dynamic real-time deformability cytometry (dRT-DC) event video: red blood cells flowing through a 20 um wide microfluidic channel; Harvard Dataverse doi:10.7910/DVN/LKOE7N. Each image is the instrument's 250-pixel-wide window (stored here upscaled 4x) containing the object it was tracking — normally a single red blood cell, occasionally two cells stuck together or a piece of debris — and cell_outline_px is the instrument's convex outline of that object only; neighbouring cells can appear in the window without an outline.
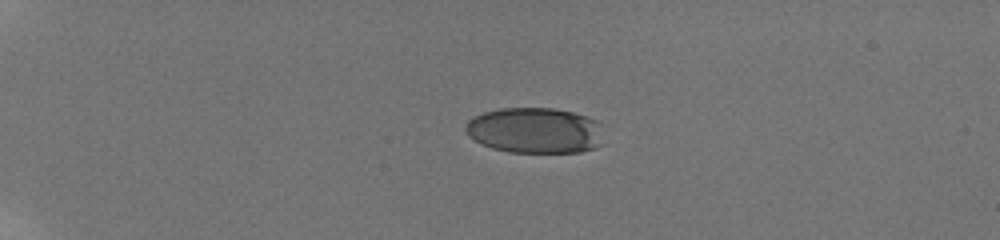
{"species": "human", "species_latin": "Homo sapiens", "temperature_condition": "room temperature", "stored_images_in_passage": 42, "camera_frame_rate_fps": 3000, "um_per_image_px": 0.085, "donor": {"sex": "male"}, "frame": {"image": 1, "passage_image": 1, "time_ms": 0.0, "image_size_px": [1000, 240], "cell_outline_px": [[604, 144], [580, 152], [508, 152], [492, 148], [468, 136], [464, 128], [464, 124], [472, 116], [484, 112], [500, 108], [552, 108], [572, 112], [596, 120]], "centroid_in_image_um": [45.42, 11.08], "position_along_channel_um": 39.6, "area_um2": 36.76}}
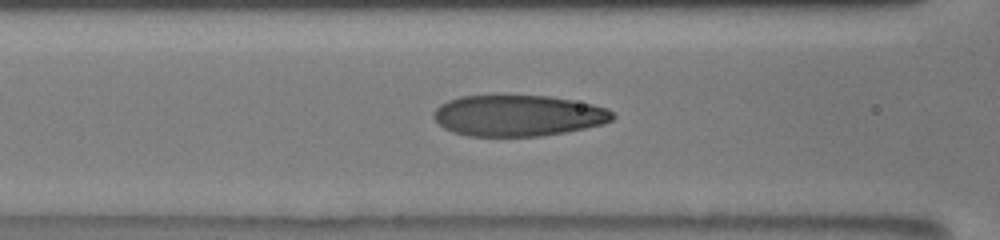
{"frame": {"image": 2, "passage_image": 20, "time_ms": 4.333, "image_size_px": [1000, 240], "cell_outline_px": [[616, 116], [612, 120], [604, 124], [564, 132], [540, 136], [468, 136], [452, 132], [444, 128], [432, 116], [436, 108], [440, 104], [448, 100], [460, 96], [548, 96], [572, 100], [592, 104], [608, 108]], "centroid_in_image_um": [44.04, 9.83], "position_along_channel_um": 122.6, "area_um2": 42.83}}
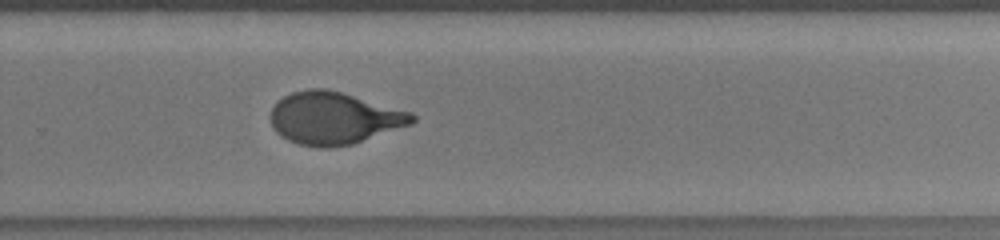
{"frame": {"image": 3, "passage_image": 42, "time_ms": 9.0, "image_size_px": [1000, 240], "cell_outline_px": [[416, 120], [412, 124], [352, 144], [332, 148], [316, 148], [296, 144], [280, 136], [272, 128], [268, 116], [276, 100], [292, 92], [308, 88], [328, 88], [412, 112], [416, 116]], "centroid_in_image_um": [28.34, 10.04], "position_along_channel_um": 301.5, "area_um2": 43.81}}